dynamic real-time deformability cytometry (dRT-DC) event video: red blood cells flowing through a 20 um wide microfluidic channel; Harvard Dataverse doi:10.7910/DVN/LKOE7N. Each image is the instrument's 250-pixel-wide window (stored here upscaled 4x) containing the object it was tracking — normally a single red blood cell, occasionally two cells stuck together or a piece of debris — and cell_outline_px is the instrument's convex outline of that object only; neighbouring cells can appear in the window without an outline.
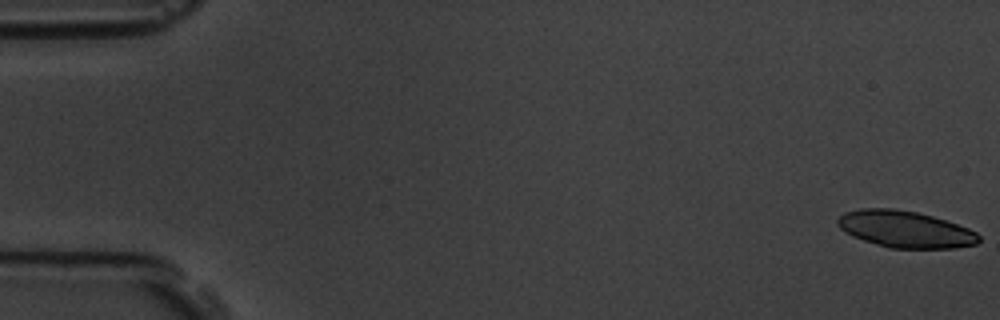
{"species": "common noctule bat (a hibernating species)", "species_latin": "Nyctalus noctula", "temperature_condition": "room temperature", "stored_images_in_passage": 6, "segment_of_instrument_passage": [1, 2], "camera_frame_rate_fps": 3000, "um_per_image_px": 0.085, "animal": {"sex": "male", "body_mass_g": 19.5, "forearm_length_mm": 54.6}, "frame": {"image": 1, "passage_image": 1, "time_ms": 0.0, "image_size_px": [1000, 320], "cell_outline_px": [[980, 240], [976, 244], [952, 248], [888, 248], [852, 236], [844, 232], [836, 224], [836, 220], [844, 212], [860, 208], [896, 208], [916, 212], [932, 216], [968, 228], [976, 232], [980, 236]], "centroid_in_image_um": [76.9, 19.48], "position_along_channel_um": 8.1, "area_um2": 30.23}}